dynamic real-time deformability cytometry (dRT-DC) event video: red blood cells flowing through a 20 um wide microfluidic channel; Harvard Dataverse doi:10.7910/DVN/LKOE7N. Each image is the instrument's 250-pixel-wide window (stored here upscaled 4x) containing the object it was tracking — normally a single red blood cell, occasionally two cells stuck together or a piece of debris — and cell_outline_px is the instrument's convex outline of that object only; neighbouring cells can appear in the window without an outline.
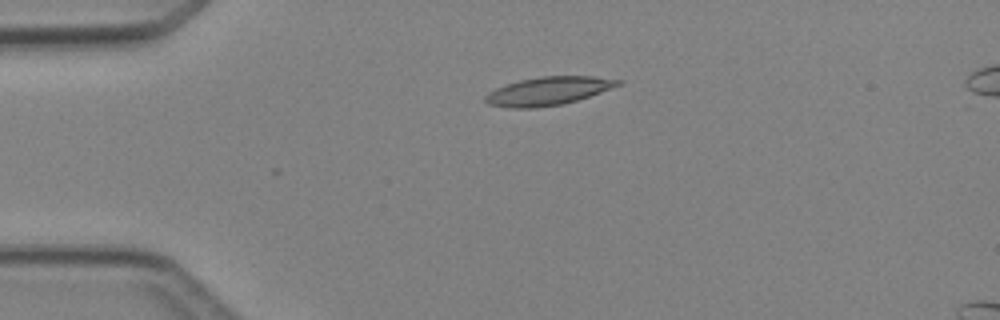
{"species": "Egyptian fruit bat (a non-hibernating species)", "species_latin": "Rousettus aegyptiacus", "temperature_condition": "cold", "stored_images_in_passage": 6, "camera_frame_rate_fps": 3000, "um_per_image_px": 0.085, "animal": {"sex": "female"}, "frame": {"image": 1, "passage_image": 6, "time_ms": 6.667, "image_size_px": [1000, 320], "cell_outline_px": [[624, 84], [576, 100], [560, 104], [536, 108], [508, 108], [488, 104], [484, 100], [484, 96], [488, 92], [496, 88], [520, 80], [540, 76], [592, 76], [624, 80]], "centroid_in_image_um": [46.6, 7.73], "position_along_channel_um": 38.4, "area_um2": 21.85}}